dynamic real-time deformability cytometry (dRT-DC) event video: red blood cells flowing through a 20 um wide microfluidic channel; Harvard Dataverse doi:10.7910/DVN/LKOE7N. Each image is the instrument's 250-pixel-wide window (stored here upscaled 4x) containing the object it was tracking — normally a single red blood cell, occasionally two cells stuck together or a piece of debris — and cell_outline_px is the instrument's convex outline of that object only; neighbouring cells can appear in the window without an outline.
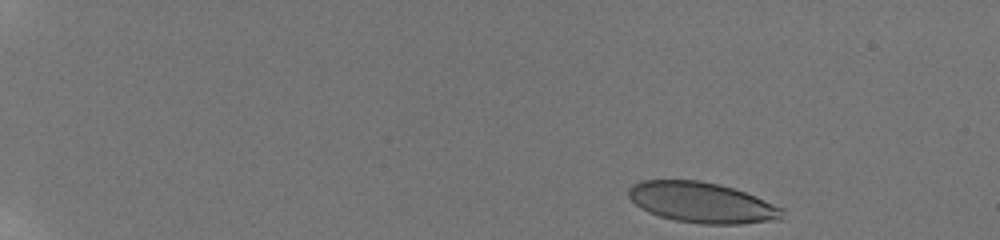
{"species": "human", "species_latin": "Homo sapiens", "temperature_condition": "room temperature", "stored_images_in_passage": 19, "camera_frame_rate_fps": 3000, "um_per_image_px": 0.085, "donor": {"sex": "male"}, "frame": {"image": 1, "passage_image": 1, "time_ms": 0.0, "image_size_px": [1000, 240], "cell_outline_px": [[784, 220], [740, 224], [700, 224], [676, 220], [660, 216], [648, 212], [640, 208], [628, 196], [628, 188], [632, 184], [644, 180], [700, 180], [720, 184], [744, 192], [784, 208]], "centroid_in_image_um": [59.69, 17.22], "position_along_channel_um": 25.3, "area_um2": 36.53}}
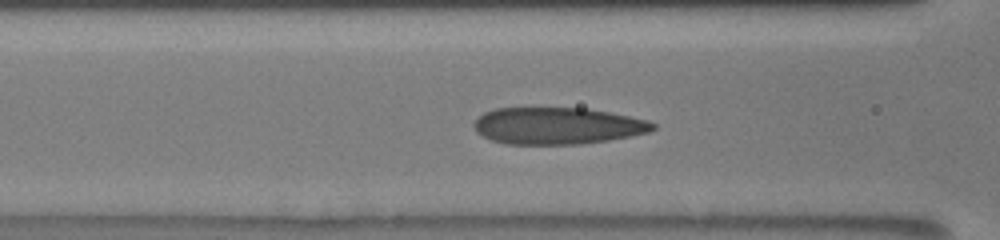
{"frame": {"image": 2, "passage_image": 13, "time_ms": 6.333, "image_size_px": [1000, 240], "cell_outline_px": [[656, 128], [648, 132], [608, 140], [580, 144], [508, 144], [492, 140], [476, 132], [472, 124], [484, 112], [496, 108], [584, 108], [608, 112], [648, 120], [656, 124]], "centroid_in_image_um": [47.36, 10.69], "position_along_channel_um": 119.2, "area_um2": 38.21}}
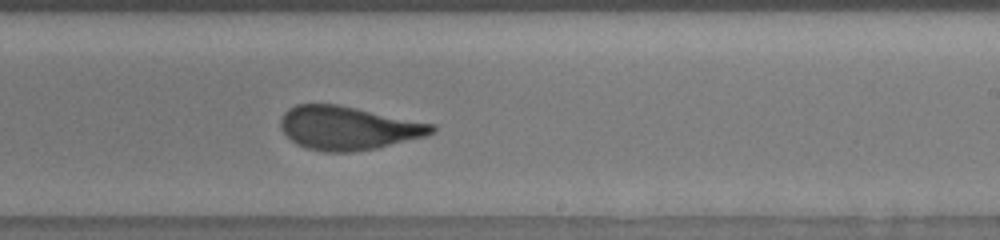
{"frame": {"image": 3, "passage_image": 19, "time_ms": 10.0, "image_size_px": [1000, 240], "cell_outline_px": [[436, 132], [424, 136], [376, 148], [348, 152], [324, 152], [308, 148], [296, 144], [280, 128], [280, 120], [284, 112], [288, 108], [296, 104], [336, 104], [436, 124]], "centroid_in_image_um": [29.58, 10.87], "position_along_channel_um": 259.4, "area_um2": 38.21}}